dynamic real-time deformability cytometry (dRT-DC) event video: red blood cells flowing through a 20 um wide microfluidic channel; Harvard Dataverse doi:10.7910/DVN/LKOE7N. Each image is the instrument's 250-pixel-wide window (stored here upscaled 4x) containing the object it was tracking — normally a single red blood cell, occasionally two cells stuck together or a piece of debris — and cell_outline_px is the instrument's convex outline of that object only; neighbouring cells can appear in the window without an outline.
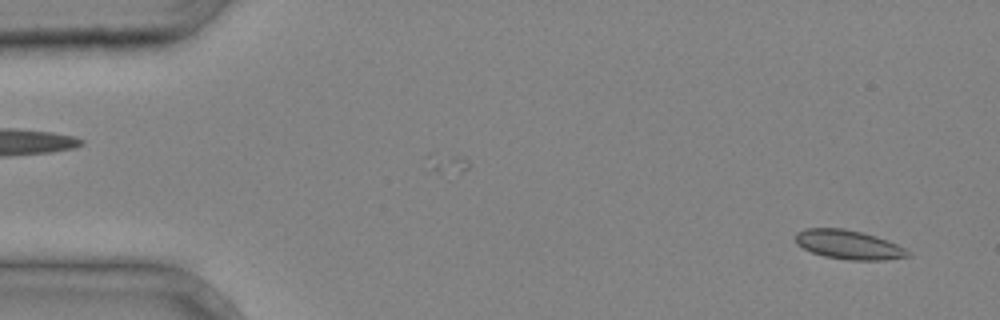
{"species": "common noctule bat (a hibernating species)", "species_latin": "Nyctalus noctula", "temperature_condition": "cold", "stored_images_in_passage": 41, "segment_of_instrument_passage": [1, 2], "camera_frame_rate_fps": 3000, "um_per_image_px": 0.085, "animal": {"sex": "male", "body_mass_g": 20.4}, "frame": {"image": 1, "passage_image": 2, "time_ms": 0.333, "image_size_px": [1000, 320], "cell_outline_px": [[912, 256], [884, 260], [848, 260], [824, 256], [812, 252], [796, 244], [796, 232], [804, 228], [844, 228], [864, 232], [888, 240], [904, 248]], "centroid_in_image_um": [72.13, 20.79], "position_along_channel_um": 12.9, "area_um2": 19.13}}
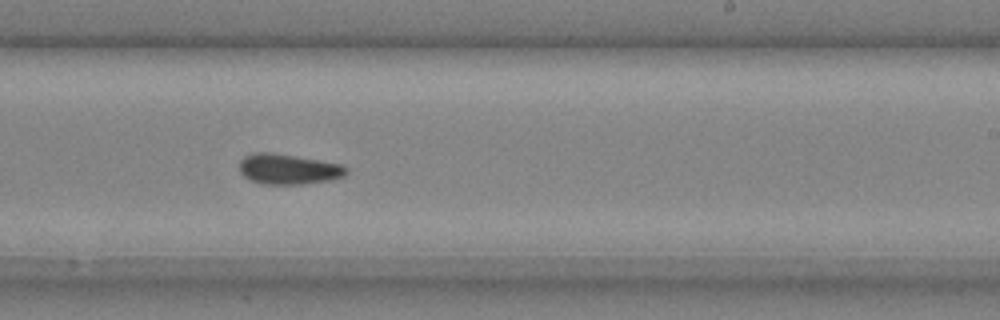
{"frame": {"image": 2, "passage_image": 25, "time_ms": 8.0, "image_size_px": [1000, 320], "cell_outline_px": [[348, 172], [344, 176], [328, 180], [300, 184], [264, 184], [252, 180], [244, 176], [240, 172], [240, 160], [244, 156], [252, 152], [272, 152], [340, 164], [348, 168]], "centroid_in_image_um": [24.48, 14.36], "position_along_channel_um": 264.5, "area_um2": 18.73}}
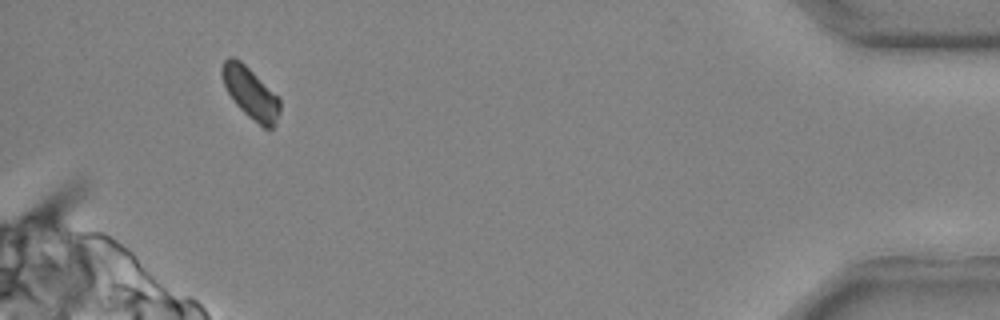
{"frame": {"image": 3, "passage_image": 38, "time_ms": 12.333, "image_size_px": [1000, 320], "cell_outline_px": [[280, 112], [276, 124], [272, 128], [264, 128], [248, 116], [236, 104], [228, 92], [224, 84], [220, 72], [220, 68], [224, 60], [228, 56], [232, 56], [240, 60], [280, 100]], "centroid_in_image_um": [21.27, 7.9], "position_along_channel_um": 413.9, "area_um2": 16.94}}